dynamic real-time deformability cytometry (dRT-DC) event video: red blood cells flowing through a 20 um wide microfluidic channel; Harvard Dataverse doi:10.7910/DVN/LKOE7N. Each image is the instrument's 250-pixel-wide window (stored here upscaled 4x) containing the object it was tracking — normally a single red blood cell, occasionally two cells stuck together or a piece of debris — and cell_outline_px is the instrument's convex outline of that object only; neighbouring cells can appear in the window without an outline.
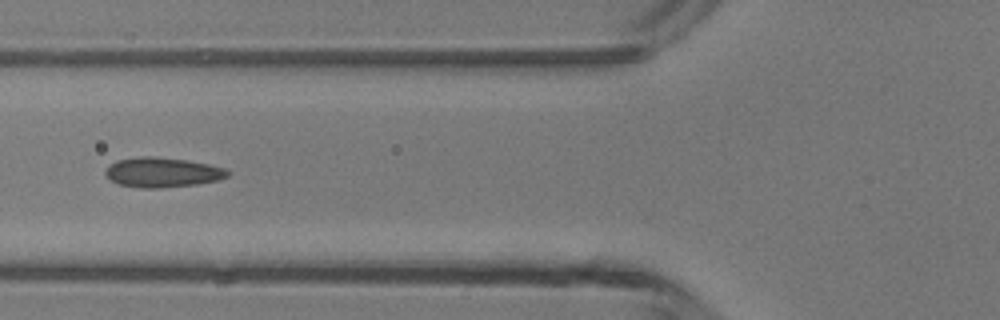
{"species": "common noctule bat (a hibernating species)", "species_latin": "Nyctalus noctula", "temperature_condition": "room temperature", "stored_images_in_passage": 4, "camera_frame_rate_fps": 3000, "um_per_image_px": 0.085, "animal": {"sex": "male", "body_mass_g": 13.3}, "frame": {"image": 1, "passage_image": 4, "time_ms": 3.333, "image_size_px": [1000, 320], "cell_outline_px": [[232, 172], [228, 176], [216, 180], [196, 184], [160, 188], [140, 188], [120, 184], [112, 180], [104, 172], [108, 164], [116, 160], [144, 156], [152, 156], [184, 160], [208, 164], [224, 168]], "centroid_in_image_um": [13.79, 14.65], "position_along_channel_um": 112.0, "area_um2": 21.04}}